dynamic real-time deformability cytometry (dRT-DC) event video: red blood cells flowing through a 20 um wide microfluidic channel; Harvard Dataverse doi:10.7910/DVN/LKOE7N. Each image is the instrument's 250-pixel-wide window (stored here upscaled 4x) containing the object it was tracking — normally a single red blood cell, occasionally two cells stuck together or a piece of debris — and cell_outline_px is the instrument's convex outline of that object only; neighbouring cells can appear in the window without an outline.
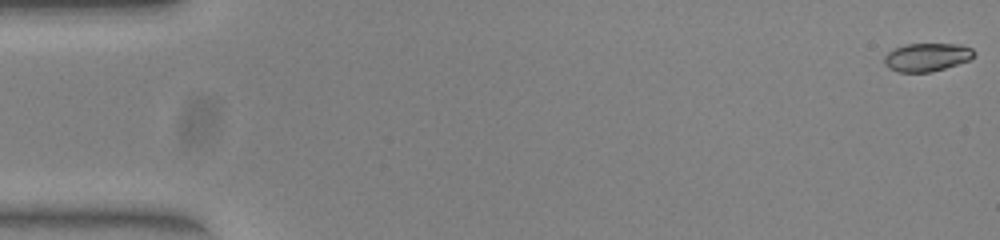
{"species": "common noctule bat (a hibernating species)", "species_latin": "Nyctalus noctula", "temperature_condition": "warm", "stored_images_in_passage": 51, "camera_frame_rate_fps": 3000, "um_per_image_px": 0.085, "animal": {"sex": "female", "body_mass_g": 23.0, "forearm_length_mm": 53.4}, "frame": {"image": 1, "passage_image": 1, "time_ms": 0.0, "image_size_px": [1000, 240], "cell_outline_px": [[976, 52], [968, 60], [932, 72], [900, 72], [888, 68], [884, 64], [884, 56], [892, 48], [904, 44], [960, 44], [972, 48]], "centroid_in_image_um": [78.74, 4.85], "position_along_channel_um": 6.3, "area_um2": 14.8}}
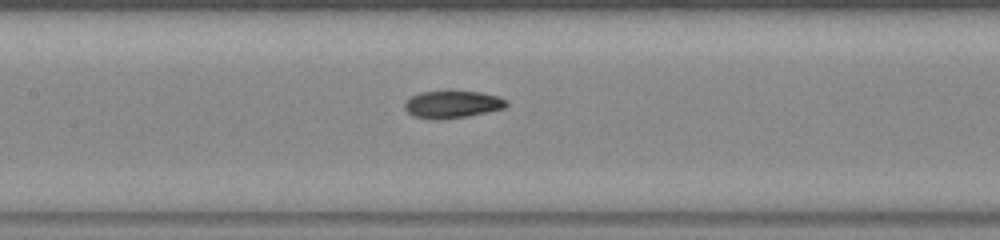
{"frame": {"image": 2, "passage_image": 25, "time_ms": 8.0, "image_size_px": [1000, 240], "cell_outline_px": [[508, 104], [504, 108], [468, 116], [432, 120], [412, 116], [404, 108], [404, 100], [420, 92], [448, 88], [480, 92], [496, 96], [508, 100]], "centroid_in_image_um": [38.4, 8.82], "position_along_channel_um": 169.0, "area_um2": 16.94}}
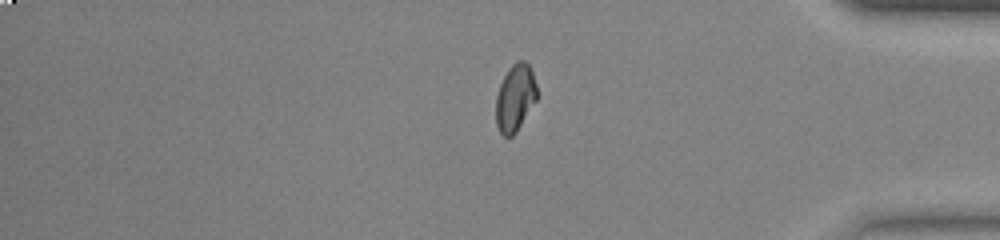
{"frame": {"image": 3, "passage_image": 44, "time_ms": 14.333, "image_size_px": [1000, 240], "cell_outline_px": [[536, 100], [516, 132], [512, 136], [504, 136], [500, 132], [496, 124], [496, 96], [500, 84], [508, 68], [516, 60], [524, 60], [528, 64], [532, 72], [536, 84]], "centroid_in_image_um": [43.77, 8.29], "position_along_channel_um": 391.4, "area_um2": 15.9}, "authors_computed_cell_mechanics": {"area_um2": 15.895, "velocity_mm_per_s": 3.9334, "shape_relaxation_time_tau1_ms": 7.087, "shape_relaxation_time_tau2_ms": 1.8427, "deformation_change_tau1": 0.196, "deformation_change_tau2": 0.0557}}